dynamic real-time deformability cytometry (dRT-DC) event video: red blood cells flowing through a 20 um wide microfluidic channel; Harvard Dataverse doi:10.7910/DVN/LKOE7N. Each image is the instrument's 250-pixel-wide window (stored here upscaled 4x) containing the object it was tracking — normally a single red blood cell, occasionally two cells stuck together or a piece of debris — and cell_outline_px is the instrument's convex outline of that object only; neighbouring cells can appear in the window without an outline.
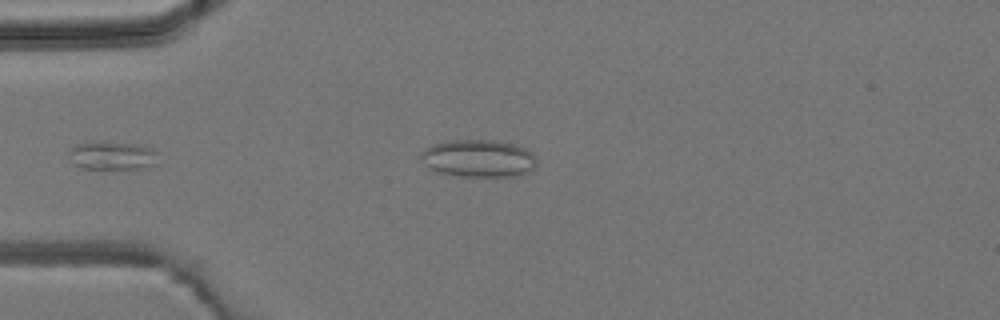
{"species": "common noctule bat (a hibernating species)", "species_latin": "Nyctalus noctula", "temperature_condition": "room temperature", "stored_images_in_passage": 3, "camera_frame_rate_fps": 3000, "um_per_image_px": 0.085, "animal": {"sex": "male", "body_mass_g": 19.2, "forearm_length_mm": 51.8}, "frame": {"image": 1, "passage_image": 3, "time_ms": 3.0, "image_size_px": [1000, 320], "cell_outline_px": [[536, 164], [528, 172], [516, 176], [460, 176], [440, 172], [428, 168], [424, 164], [420, 156], [420, 152], [424, 148], [432, 144], [452, 140], [492, 140], [512, 144], [524, 148], [532, 152], [536, 156]], "centroid_in_image_um": [40.64, 13.46], "position_along_channel_um": 44.4, "area_um2": 25.26}}